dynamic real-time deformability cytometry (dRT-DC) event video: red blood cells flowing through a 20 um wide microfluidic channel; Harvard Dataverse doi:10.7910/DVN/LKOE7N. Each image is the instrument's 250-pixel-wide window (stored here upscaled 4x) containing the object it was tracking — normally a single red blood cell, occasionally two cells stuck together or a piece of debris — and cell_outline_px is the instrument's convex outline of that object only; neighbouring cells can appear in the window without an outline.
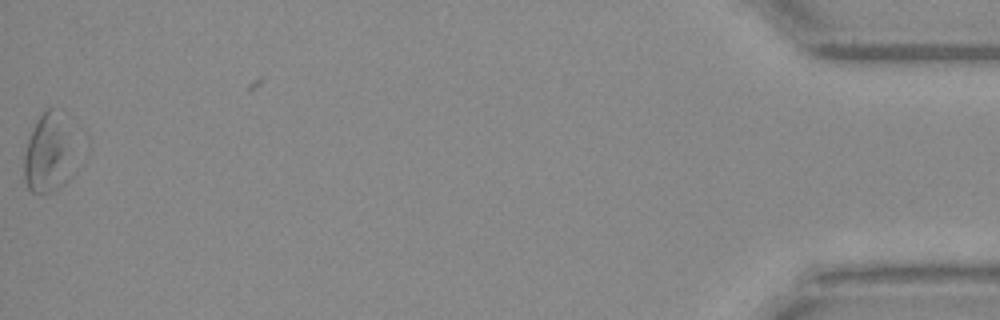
{"species": "Egyptian fruit bat (a non-hibernating species)", "species_latin": "Rousettus aegyptiacus", "temperature_condition": "warm", "stored_images_in_passage": 66, "segment_of_instrument_passage": [2, 2], "camera_frame_rate_fps": 3000, "um_per_image_px": 0.085, "animal": {"sex": "female"}, "frame": {"image": 1, "passage_image": 65, "time_ms": 21.333, "image_size_px": [1000, 320], "cell_outline_px": [[68, 132], [64, 184], [52, 192], [32, 192], [28, 188], [24, 180], [24, 156], [28, 140], [36, 120], [44, 108], [52, 108], [56, 112], [68, 128]], "centroid_in_image_um": [3.94, 13.03], "position_along_channel_um": 431.3, "area_um2": 21.21}}